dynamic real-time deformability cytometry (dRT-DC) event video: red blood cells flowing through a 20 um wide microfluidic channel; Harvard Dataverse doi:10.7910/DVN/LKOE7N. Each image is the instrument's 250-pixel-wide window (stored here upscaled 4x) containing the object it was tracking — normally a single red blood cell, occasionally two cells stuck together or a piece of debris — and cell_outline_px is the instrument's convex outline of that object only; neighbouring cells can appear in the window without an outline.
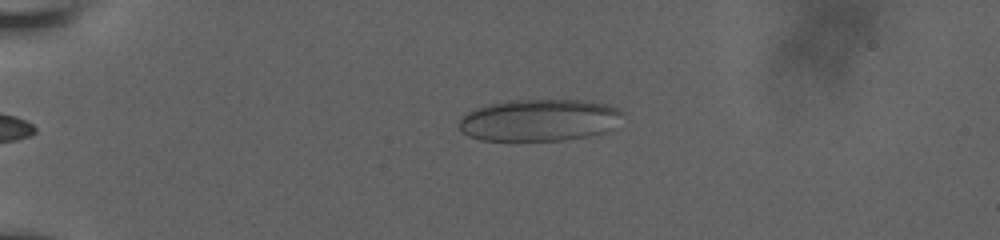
{"species": "human", "species_latin": "Homo sapiens", "temperature_condition": "room temperature", "stored_images_in_passage": 5, "camera_frame_rate_fps": 3000, "um_per_image_px": 0.085, "donor": {"sex": "male"}, "frame": {"image": 1, "passage_image": 1, "time_ms": 0.0, "image_size_px": [1000, 240], "cell_outline_px": [[624, 112], [612, 128], [604, 132], [588, 136], [564, 140], [480, 140], [468, 136], [456, 124], [468, 112], [476, 108], [488, 104], [508, 100], [584, 100], [608, 104]], "centroid_in_image_um": [45.82, 10.2], "position_along_channel_um": 39.2, "area_um2": 39.94}}
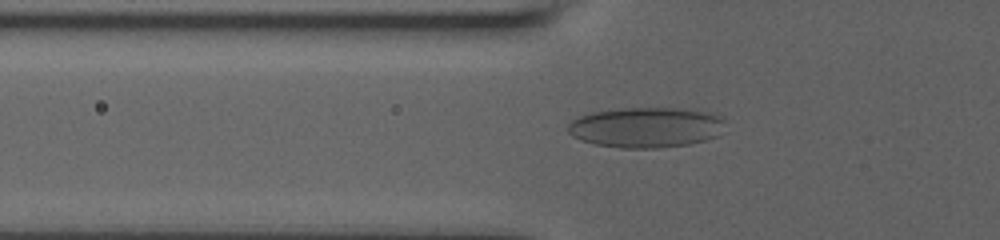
{"frame": {"image": 2, "passage_image": 4, "time_ms": 2.333, "image_size_px": [1000, 240], "cell_outline_px": [[720, 120], [716, 136], [704, 140], [688, 144], [656, 148], [620, 148], [596, 144], [572, 136], [568, 132], [568, 124], [572, 120], [580, 116], [592, 112], [620, 108], [692, 108], [708, 112], [720, 116]], "centroid_in_image_um": [54.84, 10.81], "position_along_channel_um": 71.0, "area_um2": 36.53}}